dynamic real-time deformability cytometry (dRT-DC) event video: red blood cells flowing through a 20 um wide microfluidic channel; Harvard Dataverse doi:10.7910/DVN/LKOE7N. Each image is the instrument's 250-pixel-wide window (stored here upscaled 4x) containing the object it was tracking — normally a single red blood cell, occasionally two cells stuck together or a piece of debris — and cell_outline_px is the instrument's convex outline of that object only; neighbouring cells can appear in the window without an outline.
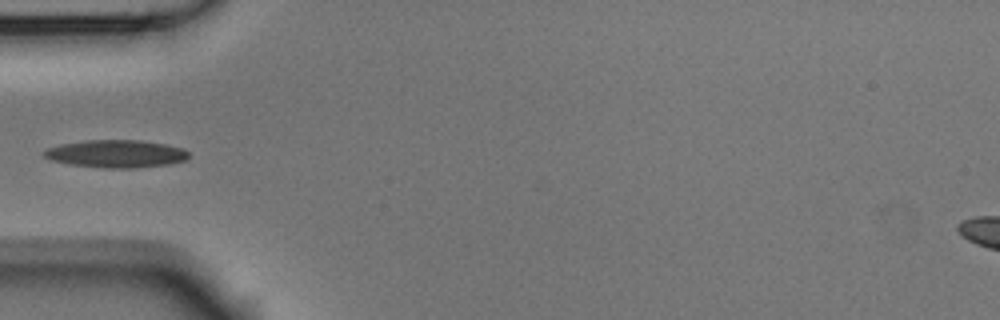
{"species": "Egyptian fruit bat (a non-hibernating species)", "species_latin": "Rousettus aegyptiacus", "temperature_condition": "room temperature", "stored_images_in_passage": 5, "camera_frame_rate_fps": 3000, "um_per_image_px": 0.085, "animal": {"sex": "male"}, "frame": {"image": 1, "passage_image": 4, "time_ms": 1.0, "image_size_px": [1000, 320], "cell_outline_px": [[188, 160], [168, 164], [136, 168], [100, 168], [68, 164], [52, 160], [44, 156], [44, 152], [48, 148], [60, 144], [84, 140], [140, 140], [168, 144], [184, 148], [188, 152]], "centroid_in_image_um": [9.9, 13.07], "position_along_channel_um": 75.1, "area_um2": 23.52}}